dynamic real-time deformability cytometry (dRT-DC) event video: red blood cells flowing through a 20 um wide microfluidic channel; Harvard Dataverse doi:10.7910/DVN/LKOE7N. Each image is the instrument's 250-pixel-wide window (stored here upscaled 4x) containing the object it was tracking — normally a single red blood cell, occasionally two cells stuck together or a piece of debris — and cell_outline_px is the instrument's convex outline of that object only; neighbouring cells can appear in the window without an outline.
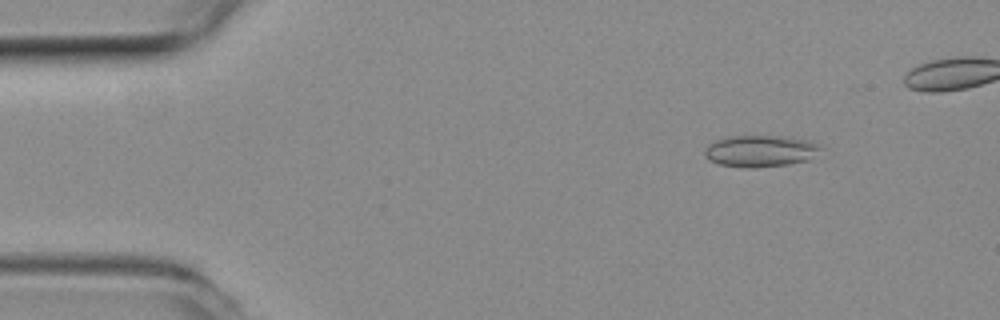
{"species": "common noctule bat (a hibernating species)", "species_latin": "Nyctalus noctula", "temperature_condition": "room temperature", "stored_images_in_passage": 46, "camera_frame_rate_fps": 3000, "um_per_image_px": 0.085, "animal": {"sex": "female", "body_mass_g": 19.3, "forearm_length_mm": 54.1}, "frame": {"image": 1, "passage_image": 6, "time_ms": 1.667, "image_size_px": [1000, 320], "cell_outline_px": [[824, 148], [808, 160], [788, 164], [756, 168], [744, 168], [720, 164], [708, 160], [704, 156], [704, 148], [708, 144], [716, 140], [732, 136], [784, 136], [808, 140]], "centroid_in_image_um": [64.61, 12.84], "position_along_channel_um": 20.4, "area_um2": 21.5}}
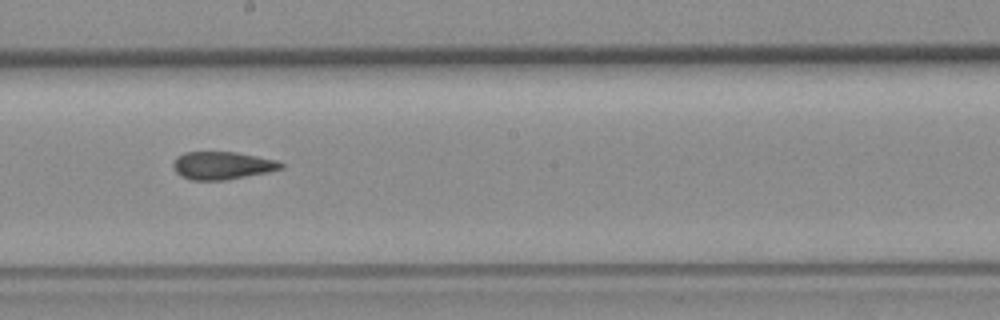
{"frame": {"image": 2, "passage_image": 28, "time_ms": 9.0, "image_size_px": [1000, 320], "cell_outline_px": [[284, 168], [268, 172], [224, 180], [192, 180], [180, 176], [172, 168], [172, 164], [176, 156], [184, 152], [236, 152], [276, 160], [284, 164]], "centroid_in_image_um": [18.85, 14.06], "position_along_channel_um": 229.3, "area_um2": 17.51}}
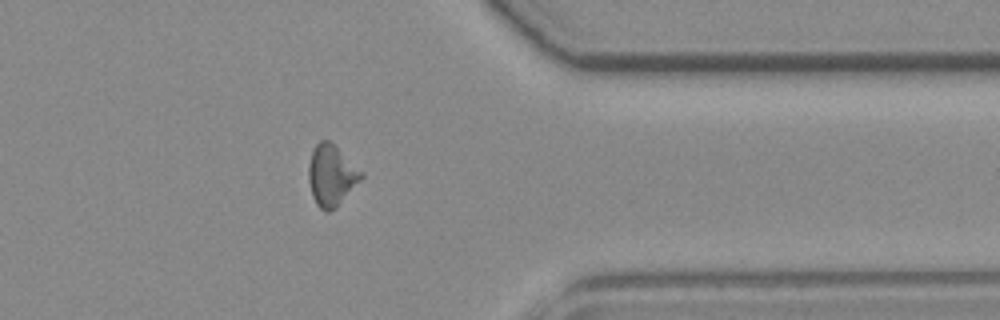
{"frame": {"image": 3, "passage_image": 41, "time_ms": 13.333, "image_size_px": [1000, 320], "cell_outline_px": [[364, 176], [328, 212], [324, 212], [316, 204], [312, 196], [308, 180], [308, 164], [312, 152], [316, 144], [320, 140], [328, 140], [364, 172]], "centroid_in_image_um": [28.13, 14.88], "position_along_channel_um": 383.3, "area_um2": 18.21}}